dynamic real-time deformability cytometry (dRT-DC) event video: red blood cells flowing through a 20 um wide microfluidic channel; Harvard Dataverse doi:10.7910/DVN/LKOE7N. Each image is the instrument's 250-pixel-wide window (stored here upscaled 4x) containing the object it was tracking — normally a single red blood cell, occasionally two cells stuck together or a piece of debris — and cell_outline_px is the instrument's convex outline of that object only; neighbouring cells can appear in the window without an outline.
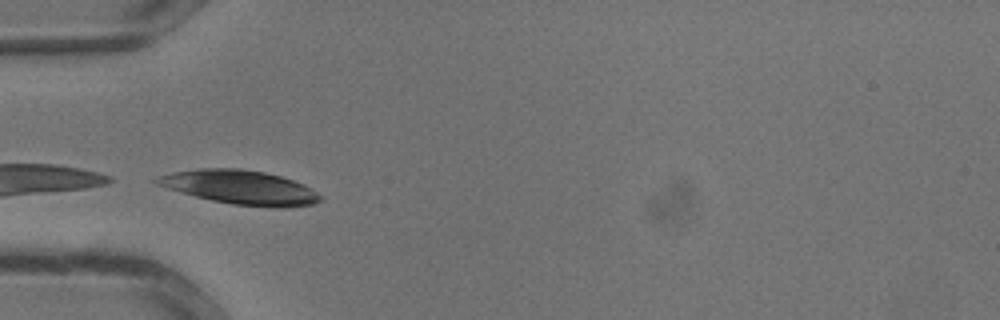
{"species": "common noctule bat (a hibernating species)", "species_latin": "Nyctalus noctula", "temperature_condition": "warm", "stored_images_in_passage": 7, "camera_frame_rate_fps": 3000, "um_per_image_px": 0.085, "animal": {"sex": "male", "body_mass_g": 13.3}, "frame": {"image": 1, "passage_image": 1, "time_ms": 0.0, "image_size_px": [1000, 320], "cell_outline_px": [[324, 200], [312, 204], [288, 208], [276, 208], [232, 204], [212, 200], [196, 196], [168, 188], [156, 184], [152, 180], [156, 176], [172, 172], [200, 168], [240, 168], [264, 172], [280, 176], [304, 184], [324, 196]], "centroid_in_image_um": [20.46, 15.92], "position_along_channel_um": 64.5, "area_um2": 32.6}}
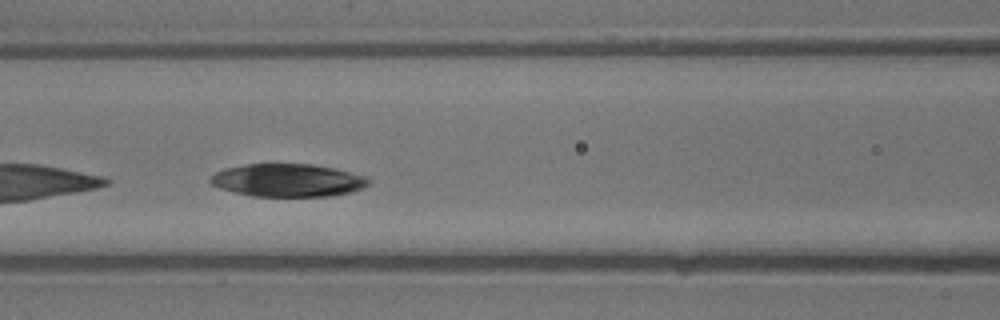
{"frame": {"image": 2, "passage_image": 5, "time_ms": 1.333, "image_size_px": [1000, 320], "cell_outline_px": [[372, 180], [364, 188], [352, 192], [332, 196], [252, 196], [220, 188], [212, 184], [208, 180], [216, 172], [224, 168], [244, 164], [312, 164], [336, 168], [368, 176]], "centroid_in_image_um": [24.52, 15.32], "position_along_channel_um": 142.1, "area_um2": 30.58}}
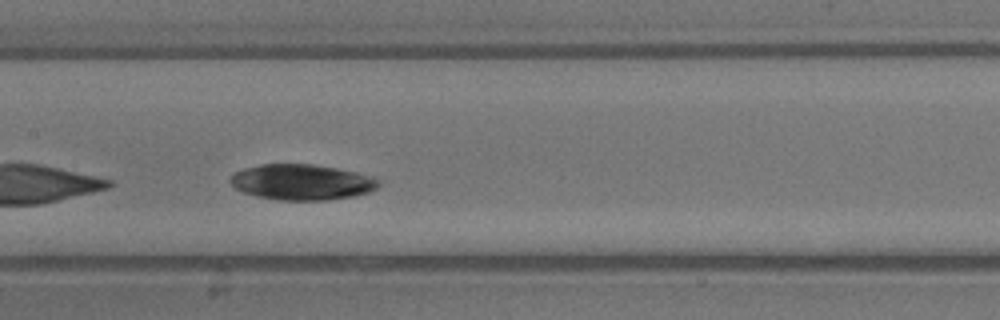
{"frame": {"image": 3, "passage_image": 7, "time_ms": 2.0, "image_size_px": [1000, 320], "cell_outline_px": [[380, 184], [376, 188], [368, 192], [352, 196], [324, 200], [276, 200], [256, 196], [244, 192], [236, 188], [228, 180], [236, 172], [244, 168], [260, 164], [312, 164], [336, 168], [356, 172], [380, 180]], "centroid_in_image_um": [25.63, 15.48], "position_along_channel_um": 181.8, "area_um2": 30.58}}